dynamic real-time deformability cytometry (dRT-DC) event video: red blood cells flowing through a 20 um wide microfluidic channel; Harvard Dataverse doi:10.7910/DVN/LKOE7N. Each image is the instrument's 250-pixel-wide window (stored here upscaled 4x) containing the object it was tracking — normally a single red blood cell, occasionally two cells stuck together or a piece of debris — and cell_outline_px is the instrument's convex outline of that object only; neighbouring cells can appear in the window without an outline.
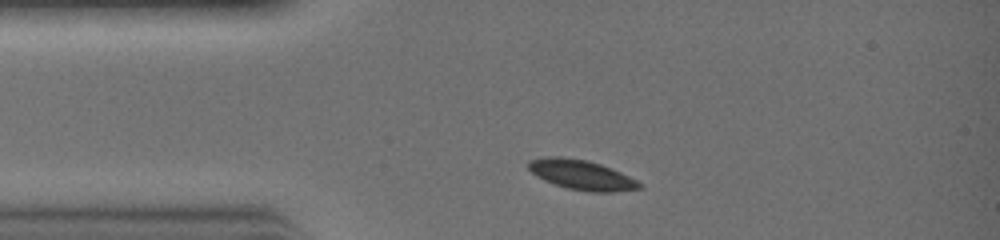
{"species": "common noctule bat (a hibernating species)", "species_latin": "Nyctalus noctula", "temperature_condition": "warm", "stored_images_in_passage": 6, "camera_frame_rate_fps": 3000, "um_per_image_px": 0.085, "animal": {"sex": "female", "body_mass_g": 19.0, "forearm_length_mm": 51.5}, "frame": {"image": 1, "passage_image": 1, "time_ms": 0.0, "image_size_px": [1000, 240], "cell_outline_px": [[644, 188], [612, 192], [592, 192], [568, 188], [544, 180], [536, 176], [528, 168], [528, 160], [548, 156], [560, 156], [588, 160], [600, 164], [620, 172], [636, 180]], "centroid_in_image_um": [49.41, 14.85], "position_along_channel_um": 35.6, "area_um2": 19.13}}
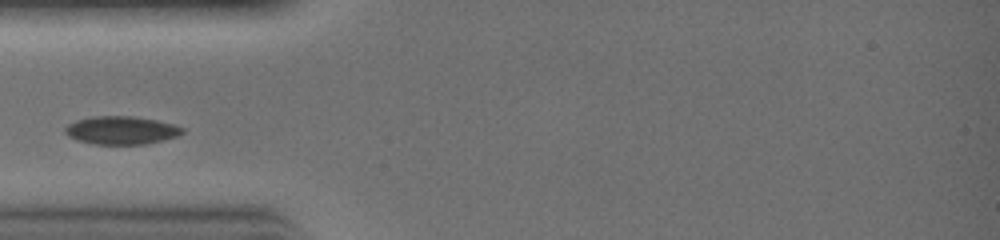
{"frame": {"image": 2, "passage_image": 4, "time_ms": 1.0, "image_size_px": [1000, 240], "cell_outline_px": [[184, 132], [176, 136], [164, 140], [144, 144], [96, 144], [80, 140], [68, 136], [64, 132], [64, 128], [68, 124], [76, 120], [92, 116], [132, 116], [156, 120], [172, 124], [184, 128]], "centroid_in_image_um": [10.3, 11.06], "position_along_channel_um": 74.7, "area_um2": 19.07}}